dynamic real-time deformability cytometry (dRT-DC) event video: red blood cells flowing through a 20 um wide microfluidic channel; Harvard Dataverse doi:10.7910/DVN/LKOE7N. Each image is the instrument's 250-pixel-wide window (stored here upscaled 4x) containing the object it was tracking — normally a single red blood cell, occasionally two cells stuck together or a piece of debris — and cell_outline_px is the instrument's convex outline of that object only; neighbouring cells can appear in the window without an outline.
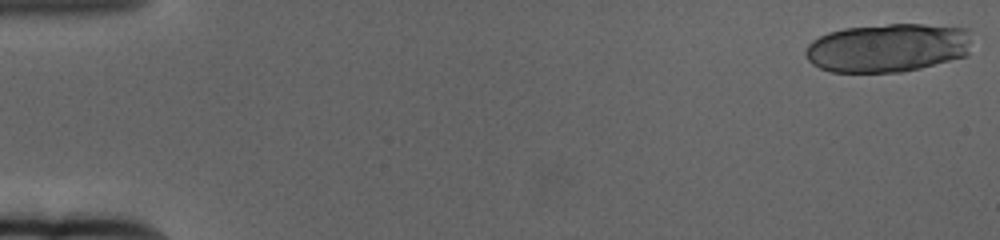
{"species": "human", "species_latin": "Homo sapiens", "temperature_condition": "cold", "stored_images_in_passage": 22, "camera_frame_rate_fps": 3000, "um_per_image_px": 0.085, "donor": {"sex": "female"}, "frame": {"image": 1, "passage_image": 1, "time_ms": 0.0, "image_size_px": [1000, 240], "cell_outline_px": [[968, 56], [920, 68], [900, 72], [832, 72], [820, 68], [812, 64], [808, 60], [804, 52], [804, 48], [812, 40], [828, 32], [844, 28], [888, 24], [924, 24], [968, 28]], "centroid_in_image_um": [75.42, 4.06], "position_along_channel_um": 9.6, "area_um2": 47.34}}
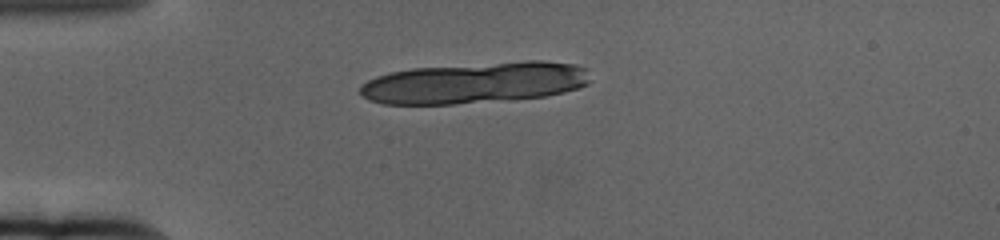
{"frame": {"image": 2, "passage_image": 16, "time_ms": 5.0, "image_size_px": [1000, 240], "cell_outline_px": [[588, 84], [580, 88], [564, 92], [544, 96], [456, 104], [384, 104], [368, 100], [360, 96], [360, 88], [368, 80], [376, 76], [392, 72], [412, 68], [524, 60], [544, 60], [576, 64], [584, 68], [588, 80]], "centroid_in_image_um": [40.34, 7.03], "position_along_channel_um": 44.7, "area_um2": 55.31}}